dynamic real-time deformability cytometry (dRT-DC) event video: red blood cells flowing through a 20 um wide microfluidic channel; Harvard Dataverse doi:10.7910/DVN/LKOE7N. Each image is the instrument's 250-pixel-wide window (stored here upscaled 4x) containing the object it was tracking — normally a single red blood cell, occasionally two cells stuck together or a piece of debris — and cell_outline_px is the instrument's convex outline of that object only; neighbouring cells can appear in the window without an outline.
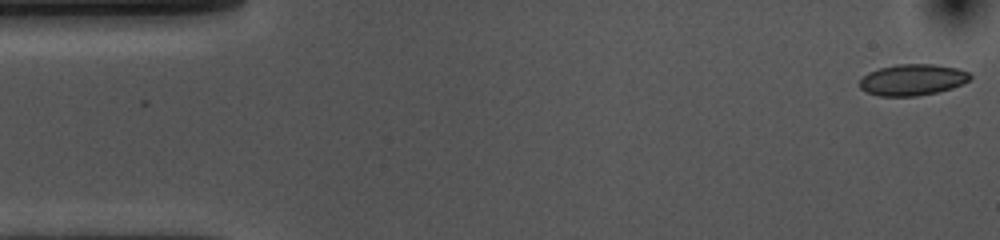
{"species": "common noctule bat (a hibernating species)", "species_latin": "Nyctalus noctula", "temperature_condition": "cold", "stored_images_in_passage": 54, "camera_frame_rate_fps": 3000, "um_per_image_px": 0.085, "animal": {"sex": "female", "body_mass_g": 10.0, "forearm_length_mm": 53.1}, "frame": {"image": 1, "passage_image": 1, "time_ms": 0.0, "image_size_px": [1000, 240], "cell_outline_px": [[972, 76], [968, 80], [952, 88], [936, 92], [916, 96], [880, 96], [868, 92], [860, 88], [860, 80], [868, 72], [880, 68], [896, 64], [932, 64], [956, 68], [968, 72]], "centroid_in_image_um": [77.54, 6.78], "position_along_channel_um": 7.5, "area_um2": 19.88}}
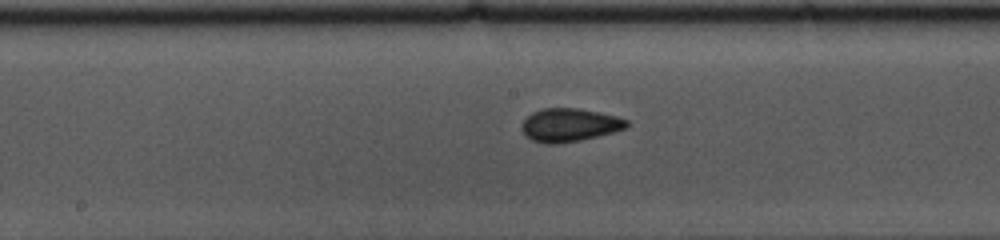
{"frame": {"image": 2, "passage_image": 26, "time_ms": 8.333, "image_size_px": [1000, 240], "cell_outline_px": [[628, 124], [624, 128], [612, 132], [580, 140], [556, 144], [548, 144], [532, 140], [520, 128], [520, 124], [532, 112], [544, 108], [576, 108], [600, 112], [616, 116], [628, 120]], "centroid_in_image_um": [48.38, 10.61], "position_along_channel_um": 199.8, "area_um2": 20.11}}
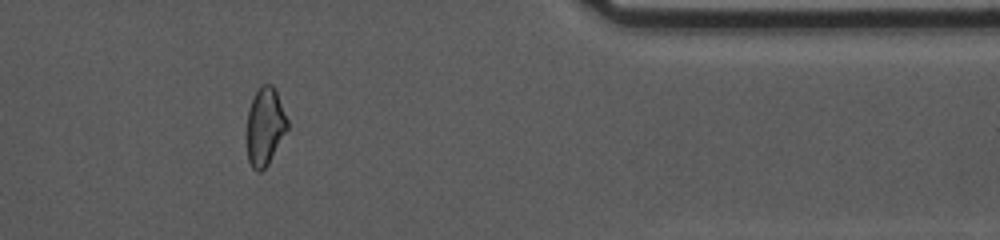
{"frame": {"image": 3, "passage_image": 44, "time_ms": 14.333, "image_size_px": [1000, 240], "cell_outline_px": [[288, 128], [268, 164], [260, 172], [256, 172], [252, 168], [248, 160], [244, 132], [248, 112], [252, 100], [260, 84], [272, 84], [276, 88], [288, 120]], "centroid_in_image_um": [22.49, 10.75], "position_along_channel_um": 388.9, "area_um2": 18.96}, "authors_computed_cell_mechanics": {"area_um2": 19.7387, "velocity_mm_per_s": 3.6175, "shape_relaxation_time_tau1_ms": 6.3927, "shape_relaxation_time_tau2_ms": 1.7593, "deformation_change_tau1": 0.1166, "deformation_change_tau2": 0.0522}}